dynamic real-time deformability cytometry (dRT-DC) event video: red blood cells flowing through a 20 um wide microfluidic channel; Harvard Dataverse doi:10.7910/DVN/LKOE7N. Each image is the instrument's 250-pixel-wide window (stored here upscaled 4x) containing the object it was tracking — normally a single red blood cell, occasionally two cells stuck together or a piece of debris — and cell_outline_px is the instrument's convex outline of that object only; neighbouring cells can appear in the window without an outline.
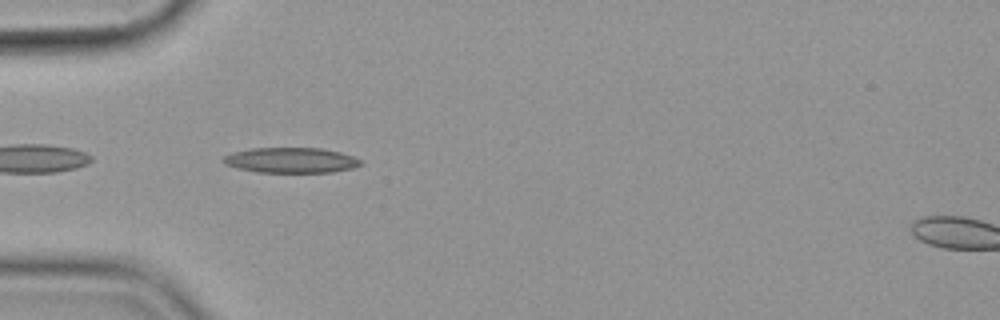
{"species": "common noctule bat (a hibernating species)", "species_latin": "Nyctalus noctula", "temperature_condition": "cold", "stored_images_in_passage": 41, "camera_frame_rate_fps": 3000, "um_per_image_px": 0.085, "animal": {"sex": "female", "body_mass_g": 19.9}, "frame": {"image": 1, "passage_image": 2, "time_ms": 0.333, "image_size_px": [1000, 320], "cell_outline_px": [[360, 164], [352, 168], [332, 172], [256, 172], [224, 164], [220, 160], [224, 156], [232, 152], [252, 148], [320, 148], [340, 152], [352, 156], [360, 160]], "centroid_in_image_um": [24.68, 13.61], "position_along_channel_um": 60.3, "area_um2": 20.11}}
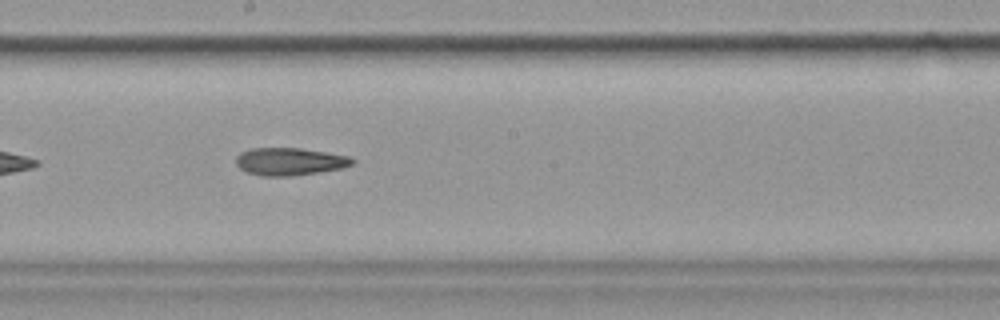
{"frame": {"image": 2, "passage_image": 16, "time_ms": 5.0, "image_size_px": [1000, 320], "cell_outline_px": [[356, 160], [352, 164], [344, 168], [292, 176], [260, 176], [248, 172], [240, 168], [236, 164], [236, 156], [240, 152], [252, 148], [300, 148], [348, 156]], "centroid_in_image_um": [24.61, 13.73], "position_along_channel_um": 223.6, "area_um2": 18.67}}
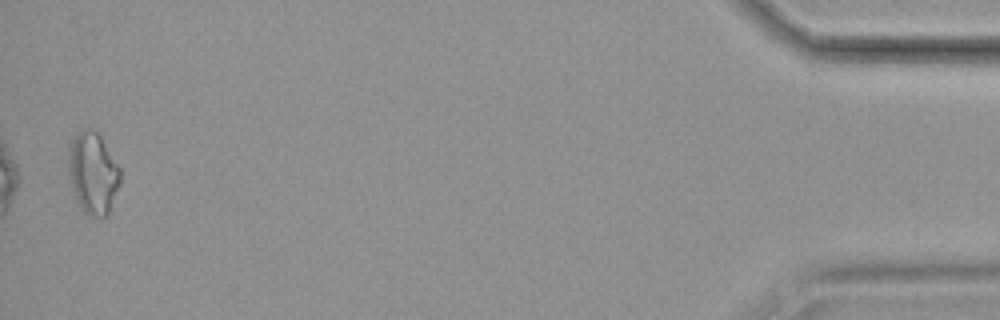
{"frame": {"image": 3, "passage_image": 40, "time_ms": 13.0, "image_size_px": [1000, 320], "cell_outline_px": [[120, 184], [108, 212], [104, 216], [96, 216], [84, 212], [72, 196], [68, 172], [68, 148], [76, 132], [84, 128], [92, 128], [100, 136], [120, 168]], "centroid_in_image_um": [7.86, 14.69], "position_along_channel_um": 427.3, "area_um2": 24.8}}